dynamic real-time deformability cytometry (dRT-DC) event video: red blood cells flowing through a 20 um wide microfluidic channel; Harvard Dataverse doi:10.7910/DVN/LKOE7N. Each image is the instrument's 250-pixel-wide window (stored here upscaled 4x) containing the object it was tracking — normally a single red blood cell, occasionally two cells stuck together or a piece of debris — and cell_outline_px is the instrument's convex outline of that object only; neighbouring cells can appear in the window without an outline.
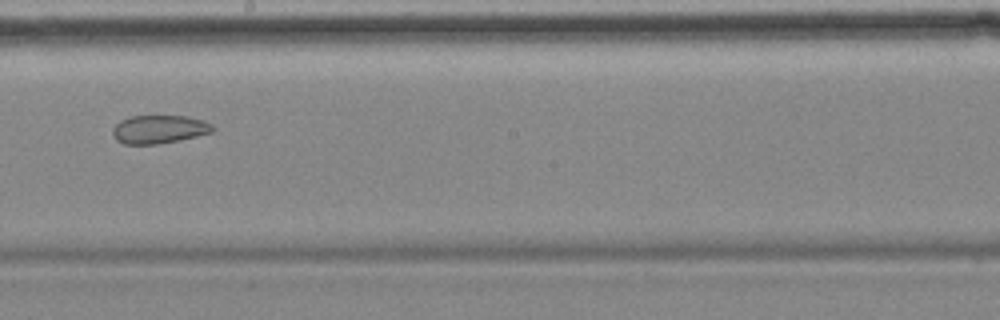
{"species": "common noctule bat (a hibernating species)", "species_latin": "Nyctalus noctula", "temperature_condition": "cold", "stored_images_in_passage": 14, "segment_of_instrument_passage": [2, 2], "camera_frame_rate_fps": 3000, "um_per_image_px": 0.085, "animal": {"sex": "female", "body_mass_g": 18.4}, "frame": {"image": 1, "passage_image": 8, "time_ms": 9.0, "image_size_px": [1000, 320], "cell_outline_px": [[216, 128], [212, 132], [180, 140], [156, 144], [124, 144], [116, 140], [112, 136], [112, 128], [120, 120], [132, 116], [188, 116], [204, 120], [212, 124]], "centroid_in_image_um": [13.52, 10.99], "position_along_channel_um": 234.7, "area_um2": 16.65}}